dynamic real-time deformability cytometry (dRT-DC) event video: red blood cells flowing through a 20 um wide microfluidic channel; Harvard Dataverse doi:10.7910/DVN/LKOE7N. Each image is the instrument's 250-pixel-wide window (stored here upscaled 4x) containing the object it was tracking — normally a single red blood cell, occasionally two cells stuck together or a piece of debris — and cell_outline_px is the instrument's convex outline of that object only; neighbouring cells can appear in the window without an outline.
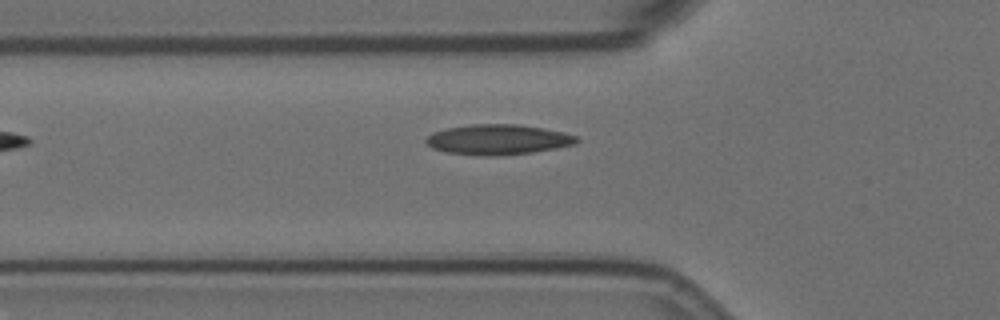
{"species": "Egyptian fruit bat (a non-hibernating species)", "species_latin": "Rousettus aegyptiacus", "temperature_condition": "room temperature", "stored_images_in_passage": 11, "camera_frame_rate_fps": 3000, "um_per_image_px": 0.085, "animal": {"sex": "female"}, "frame": {"image": 1, "passage_image": 2, "time_ms": 0.333, "image_size_px": [1000, 320], "cell_outline_px": [[580, 140], [576, 144], [556, 148], [532, 152], [496, 156], [484, 156], [448, 152], [432, 148], [424, 140], [428, 136], [436, 132], [448, 128], [472, 124], [516, 124], [544, 128], [564, 132], [576, 136]], "centroid_in_image_um": [42.37, 11.86], "position_along_channel_um": 83.4, "area_um2": 26.36}}
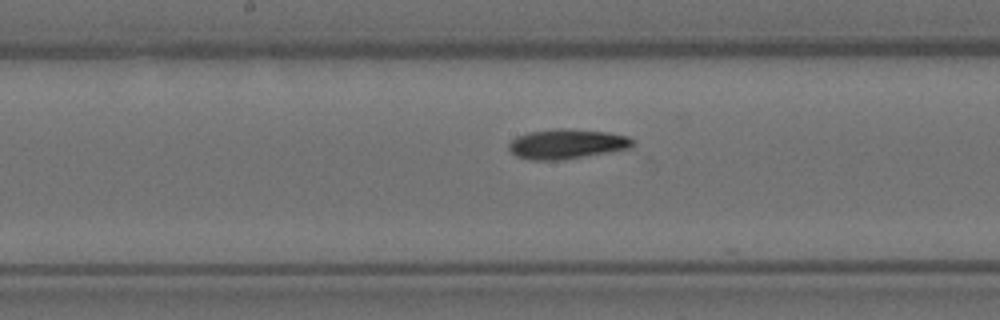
{"frame": {"image": 2, "passage_image": 8, "time_ms": 2.333, "image_size_px": [1000, 320], "cell_outline_px": [[636, 144], [632, 148], [564, 160], [532, 160], [516, 156], [508, 148], [508, 144], [516, 136], [528, 132], [556, 128], [564, 128], [608, 132], [628, 136], [636, 140]], "centroid_in_image_um": [48.22, 12.23], "position_along_channel_um": 200.0, "area_um2": 21.85}}